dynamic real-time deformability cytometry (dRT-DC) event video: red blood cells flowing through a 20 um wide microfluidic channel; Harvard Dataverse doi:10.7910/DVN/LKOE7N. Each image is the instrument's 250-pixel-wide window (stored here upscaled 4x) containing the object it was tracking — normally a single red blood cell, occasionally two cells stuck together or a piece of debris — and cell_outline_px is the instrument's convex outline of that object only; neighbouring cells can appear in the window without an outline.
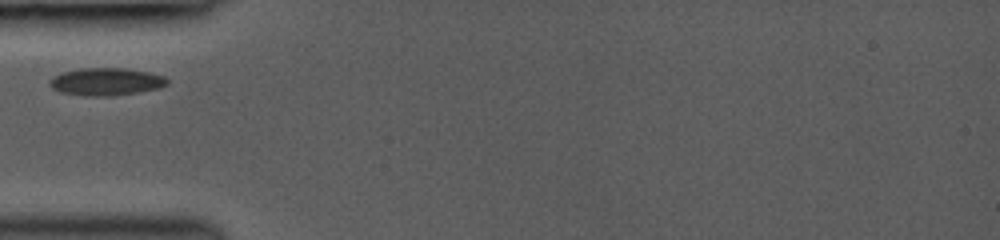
{"species": "common noctule bat (a hibernating species)", "species_latin": "Nyctalus noctula", "temperature_condition": "room temperature", "stored_images_in_passage": 21, "camera_frame_rate_fps": 3000, "um_per_image_px": 0.085, "animal": {"sex": "female", "body_mass_g": 19.0, "forearm_length_mm": 53.3}, "frame": {"image": 1, "passage_image": 1, "time_ms": 0.0, "image_size_px": [1000, 240], "cell_outline_px": [[168, 84], [160, 88], [140, 92], [108, 96], [84, 96], [60, 92], [52, 88], [48, 84], [48, 80], [52, 76], [60, 72], [84, 68], [124, 68], [148, 72], [164, 76], [168, 80]], "centroid_in_image_um": [8.98, 6.94], "position_along_channel_um": 76.0, "area_um2": 19.07}}
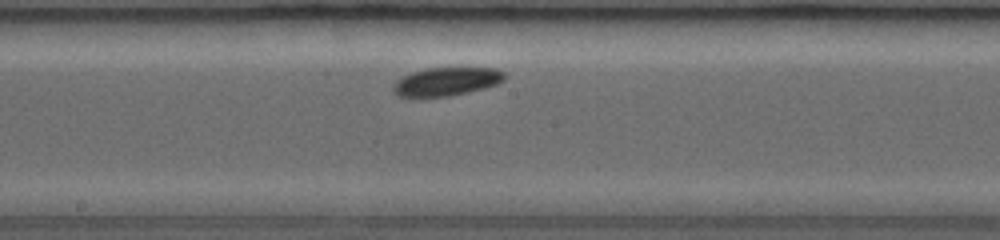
{"frame": {"image": 2, "passage_image": 11, "time_ms": 3.333, "image_size_px": [1000, 240], "cell_outline_px": [[508, 76], [504, 80], [496, 84], [484, 88], [468, 92], [448, 96], [412, 100], [408, 100], [400, 96], [392, 88], [396, 80], [412, 72], [424, 68], [496, 68], [508, 72]], "centroid_in_image_um": [37.93, 6.96], "position_along_channel_um": 210.3, "area_um2": 19.07}}
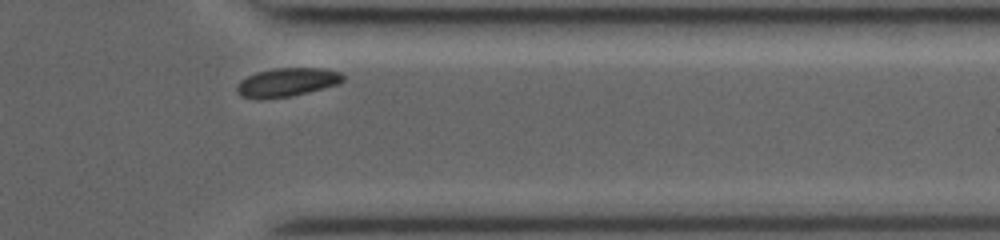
{"frame": {"image": 3, "passage_image": 21, "time_ms": 7.667, "image_size_px": [1000, 240], "cell_outline_px": [[344, 80], [340, 84], [292, 96], [260, 100], [256, 100], [240, 96], [236, 92], [236, 88], [240, 80], [256, 72], [276, 68], [324, 68], [340, 72], [344, 76]], "centroid_in_image_um": [24.38, 7.01], "position_along_channel_um": 387.0, "area_um2": 18.03}}